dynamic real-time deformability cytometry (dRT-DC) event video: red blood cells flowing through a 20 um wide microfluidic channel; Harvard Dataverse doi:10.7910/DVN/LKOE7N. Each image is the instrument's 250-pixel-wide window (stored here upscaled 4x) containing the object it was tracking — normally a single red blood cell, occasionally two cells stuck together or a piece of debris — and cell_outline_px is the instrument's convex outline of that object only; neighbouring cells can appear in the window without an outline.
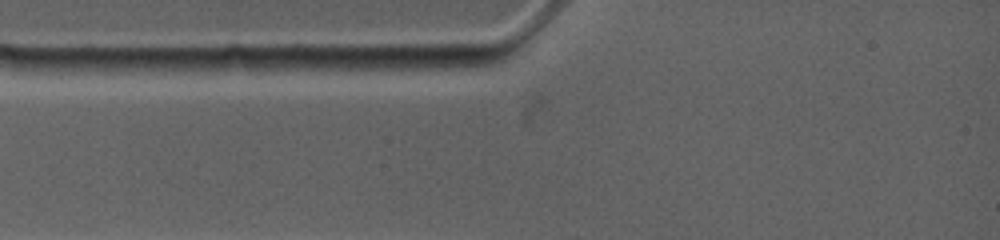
{"species": "common noctule bat (a hibernating species)", "species_latin": "Nyctalus noctula", "temperature_condition": "warm", "stored_images_in_passage": 2, "segment_of_instrument_passage": [1, 2], "camera_frame_rate_fps": 4500, "um_per_image_px": 0.085, "animal": {"sex": "female", "body_mass_g": 19.0, "forearm_length_mm": 53.3}, "frame": {"image": 1, "passage_image": 1, "time_ms": 0.0, "image_size_px": [1000, 240], "cell_outline_px": [[252, 68], [224, 72], [192, 76], [116, 76], [80, 68], [80, 64], [84, 60], [224, 56], [244, 56]], "centroid_in_image_um": [14.21, 5.61], "position_along_channel_um": 70.8, "area_um2": 19.59}}